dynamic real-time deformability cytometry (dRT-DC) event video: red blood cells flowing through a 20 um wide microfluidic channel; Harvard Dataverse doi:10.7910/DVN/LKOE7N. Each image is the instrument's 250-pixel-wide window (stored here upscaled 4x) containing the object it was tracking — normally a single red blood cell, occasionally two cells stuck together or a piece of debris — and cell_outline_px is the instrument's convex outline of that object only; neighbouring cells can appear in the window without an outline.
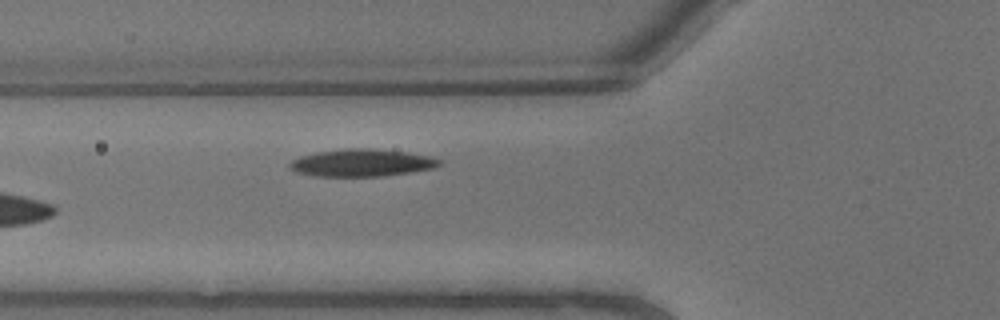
{"species": "common noctule bat (a hibernating species)", "species_latin": "Nyctalus noctula", "temperature_condition": "warm", "stored_images_in_passage": 8, "camera_frame_rate_fps": 3000, "um_per_image_px": 0.085, "animal": {"sex": "male", "body_mass_g": 13.3}, "frame": {"image": 1, "passage_image": 8, "time_ms": 2.333, "image_size_px": [1000, 320], "cell_outline_px": [[444, 164], [436, 168], [412, 172], [384, 176], [312, 176], [296, 172], [288, 168], [288, 164], [292, 160], [300, 156], [316, 152], [348, 148], [368, 148], [408, 152], [432, 156], [440, 160]], "centroid_in_image_um": [30.78, 13.84], "position_along_channel_um": 95.0, "area_um2": 24.22}}